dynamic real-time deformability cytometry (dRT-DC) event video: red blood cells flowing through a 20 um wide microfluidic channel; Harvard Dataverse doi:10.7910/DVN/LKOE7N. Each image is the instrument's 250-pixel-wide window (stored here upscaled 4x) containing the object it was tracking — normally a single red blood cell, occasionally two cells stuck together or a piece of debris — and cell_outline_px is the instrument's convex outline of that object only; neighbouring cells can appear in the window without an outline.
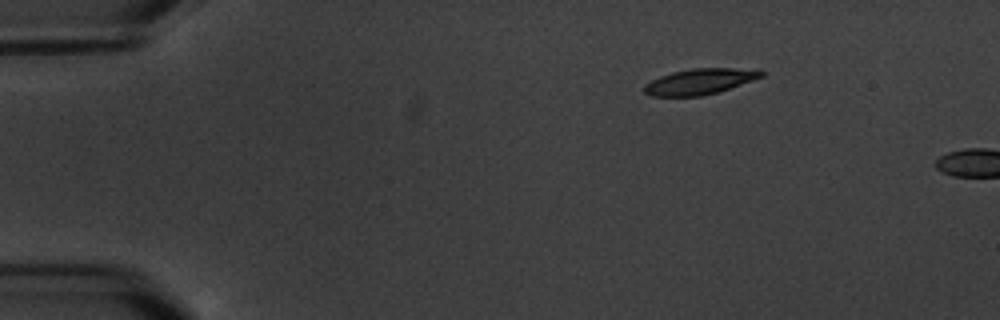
{"species": "common noctule bat (a hibernating species)", "species_latin": "Nyctalus noctula", "temperature_condition": "warm", "stored_images_in_passage": 2, "camera_frame_rate_fps": 3000, "um_per_image_px": 0.085, "animal": {"sex": "male", "body_mass_g": 20.1, "forearm_length_mm": 53.5}, "frame": {"image": 1, "passage_image": 1, "time_ms": 0.0, "image_size_px": [1000, 320], "cell_outline_px": [[764, 76], [716, 92], [700, 96], [652, 96], [644, 92], [644, 84], [660, 76], [672, 72], [692, 68], [760, 68], [764, 72]], "centroid_in_image_um": [59.5, 6.91], "position_along_channel_um": 25.5, "area_um2": 17.51}}